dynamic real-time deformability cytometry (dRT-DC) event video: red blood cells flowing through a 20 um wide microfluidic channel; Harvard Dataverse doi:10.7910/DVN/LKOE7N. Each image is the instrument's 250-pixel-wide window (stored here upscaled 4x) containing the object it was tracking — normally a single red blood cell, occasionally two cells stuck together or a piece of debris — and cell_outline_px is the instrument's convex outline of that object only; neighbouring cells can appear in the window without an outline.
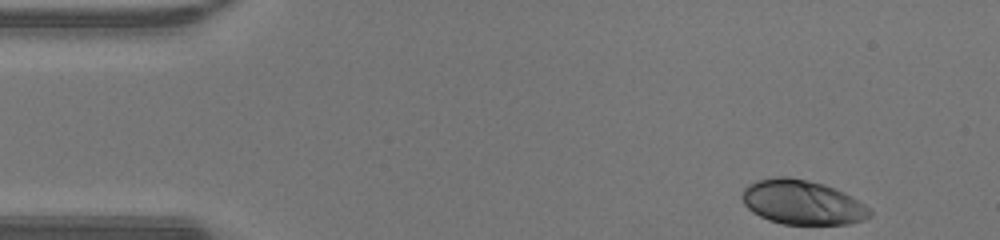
{"species": "human", "species_latin": "Homo sapiens", "temperature_condition": "warm", "stored_images_in_passage": 44, "camera_frame_rate_fps": 3000, "um_per_image_px": 0.085, "donor": {"sex": "male"}, "frame": {"image": 1, "passage_image": 1, "time_ms": 0.0, "image_size_px": [1000, 240], "cell_outline_px": [[872, 216], [864, 220], [848, 224], [784, 224], [768, 220], [752, 212], [744, 204], [740, 196], [744, 188], [748, 184], [756, 180], [776, 176], [788, 176], [808, 180], [824, 184], [844, 192], [852, 196], [872, 208]], "centroid_in_image_um": [68.21, 17.19], "position_along_channel_um": 16.8, "area_um2": 33.52}}
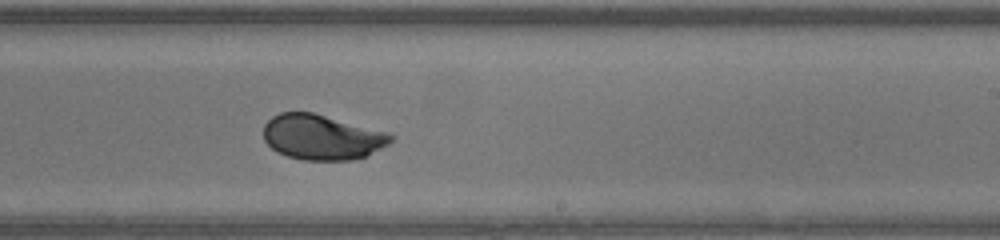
{"frame": {"image": 2, "passage_image": 25, "time_ms": 8.0, "image_size_px": [1000, 240], "cell_outline_px": [[396, 136], [388, 144], [368, 156], [352, 160], [304, 160], [288, 156], [276, 152], [264, 140], [264, 124], [272, 116], [280, 112], [312, 112], [388, 132]], "centroid_in_image_um": [27.38, 11.66], "position_along_channel_um": 261.6, "area_um2": 33.64}}
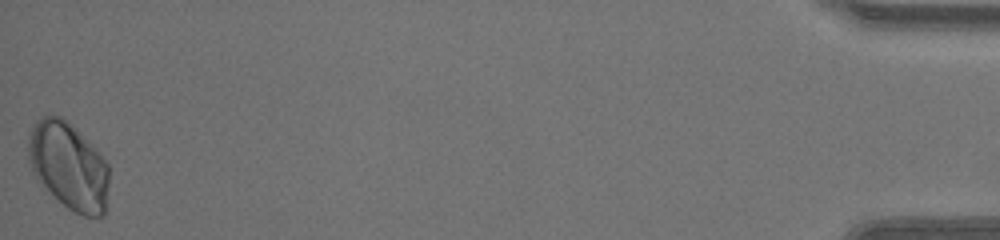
{"frame": {"image": 3, "passage_image": 44, "time_ms": 14.333, "image_size_px": [1000, 240], "cell_outline_px": [[108, 208], [104, 216], [84, 216], [68, 208], [40, 184], [36, 180], [28, 164], [28, 132], [32, 124], [36, 120], [48, 112], [60, 116], [72, 124], [76, 128], [108, 164]], "centroid_in_image_um": [5.8, 14.08], "position_along_channel_um": 429.4, "area_um2": 41.73}, "authors_computed_cell_mechanics": {"area_um2": 34.2754, "velocity_mm_per_s": 4.337, "shape_relaxation_time_tau1_ms": 3.191, "shape_relaxation_time_tau2_ms": null, "deformation_change_tau1": 0.1512, "deformation_change_tau2": null}}